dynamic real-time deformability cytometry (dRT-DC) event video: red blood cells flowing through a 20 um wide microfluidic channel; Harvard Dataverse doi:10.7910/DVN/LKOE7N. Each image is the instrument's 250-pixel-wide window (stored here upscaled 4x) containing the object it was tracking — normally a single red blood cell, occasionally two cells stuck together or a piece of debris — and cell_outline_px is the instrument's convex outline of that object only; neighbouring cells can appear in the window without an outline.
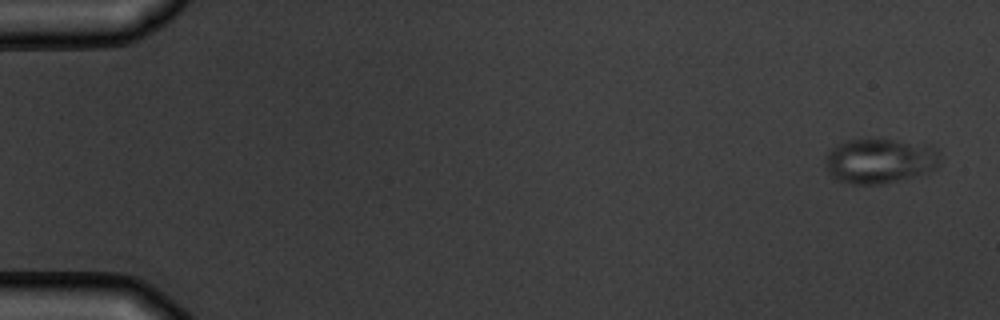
{"species": "common noctule bat (a hibernating species)", "species_latin": "Nyctalus noctula", "temperature_condition": "warm", "stored_images_in_passage": 6, "camera_frame_rate_fps": 3000, "um_per_image_px": 0.085, "animal": {"sex": "male", "body_mass_g": 19.5, "forearm_length_mm": 54.6}, "frame": {"image": 1, "passage_image": 1, "time_ms": 0.0, "image_size_px": [1000, 320], "cell_outline_px": [[940, 164], [936, 168], [924, 172], [896, 180], [880, 184], [852, 184], [840, 180], [832, 176], [828, 172], [824, 164], [824, 156], [832, 148], [844, 140], [892, 140], [928, 144], [936, 148], [940, 152]], "centroid_in_image_um": [74.76, 13.66], "position_along_channel_um": 10.2, "area_um2": 29.82}}